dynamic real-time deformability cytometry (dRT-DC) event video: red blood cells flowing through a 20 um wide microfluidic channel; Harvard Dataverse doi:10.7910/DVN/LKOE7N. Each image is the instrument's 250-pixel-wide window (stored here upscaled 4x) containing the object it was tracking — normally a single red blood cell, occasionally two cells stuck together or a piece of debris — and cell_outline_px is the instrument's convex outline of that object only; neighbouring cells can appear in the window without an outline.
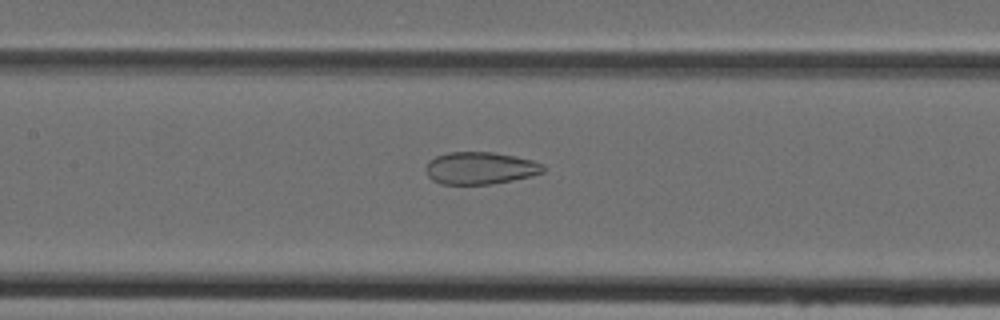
{"species": "Egyptian fruit bat (a non-hibernating species)", "species_latin": "Rousettus aegyptiacus", "temperature_condition": "cold", "stored_images_in_passage": 47, "camera_frame_rate_fps": 3000, "um_per_image_px": 0.085, "animal": {"sex": "female"}, "frame": {"image": 1, "passage_image": 22, "time_ms": 7.0, "image_size_px": [1000, 320], "cell_outline_px": [[544, 172], [532, 176], [492, 184], [440, 184], [432, 180], [428, 176], [424, 168], [428, 160], [436, 156], [448, 152], [492, 152], [516, 156], [532, 160], [544, 164]], "centroid_in_image_um": [40.8, 14.29], "position_along_channel_um": 166.6, "area_um2": 22.31}}
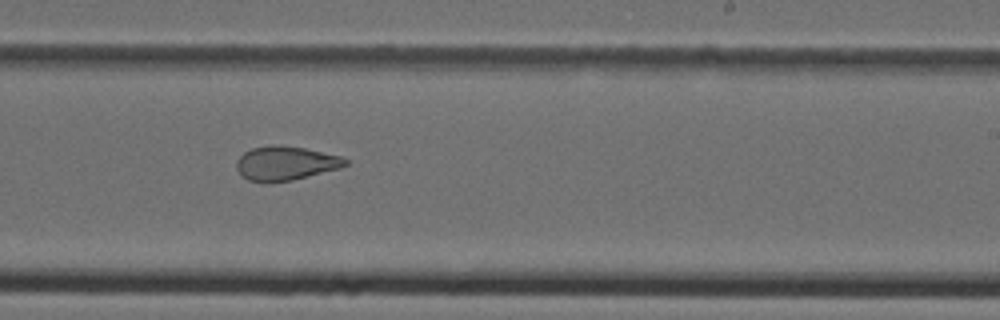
{"frame": {"image": 2, "passage_image": 29, "time_ms": 9.333, "image_size_px": [1000, 320], "cell_outline_px": [[348, 164], [340, 168], [292, 180], [248, 180], [236, 168], [236, 160], [244, 152], [252, 148], [272, 144], [276, 144], [304, 148], [340, 156], [348, 160]], "centroid_in_image_um": [24.29, 13.84], "position_along_channel_um": 264.7, "area_um2": 21.1}}
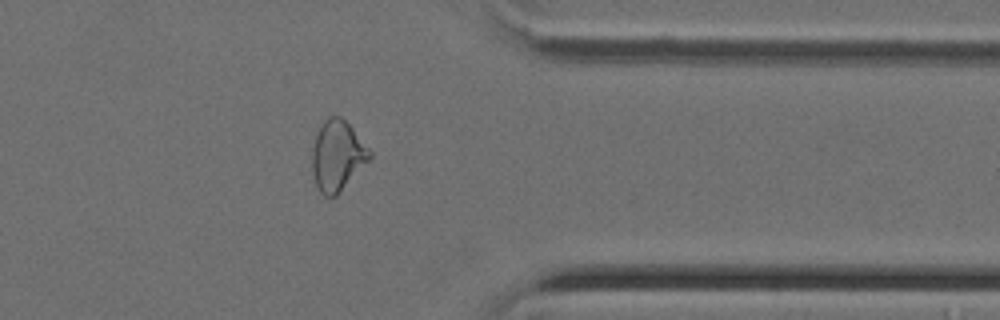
{"frame": {"image": 3, "passage_image": 38, "time_ms": 12.333, "image_size_px": [1000, 320], "cell_outline_px": [[372, 156], [336, 196], [324, 196], [320, 192], [316, 184], [312, 172], [312, 148], [316, 136], [324, 120], [328, 116], [340, 116], [352, 128], [372, 152]], "centroid_in_image_um": [28.66, 13.23], "position_along_channel_um": 382.7, "area_um2": 23.18}}